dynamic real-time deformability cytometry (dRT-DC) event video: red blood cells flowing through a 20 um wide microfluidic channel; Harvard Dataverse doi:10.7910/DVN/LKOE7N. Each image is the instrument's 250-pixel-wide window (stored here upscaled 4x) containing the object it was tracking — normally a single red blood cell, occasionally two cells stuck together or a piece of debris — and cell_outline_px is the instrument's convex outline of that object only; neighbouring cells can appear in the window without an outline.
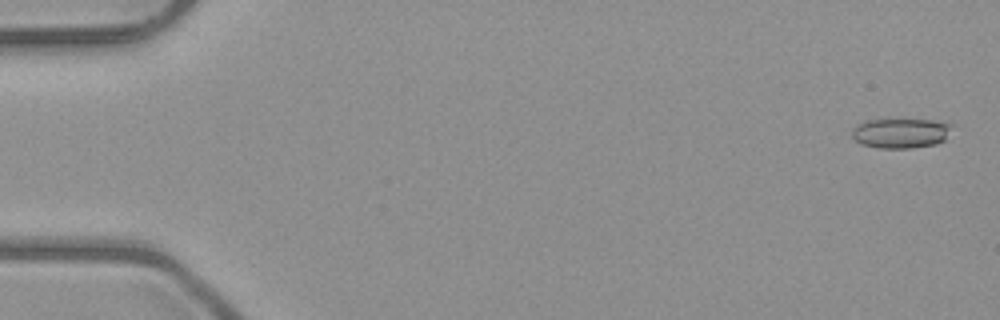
{"species": "common noctule bat (a hibernating species)", "species_latin": "Nyctalus noctula", "temperature_condition": "room temperature", "stored_images_in_passage": 52, "camera_frame_rate_fps": 3000, "um_per_image_px": 0.085, "animal": {"sex": "male", "body_mass_g": 23.1, "forearm_length_mm": 52.7}, "frame": {"image": 1, "passage_image": 2, "time_ms": 0.333, "image_size_px": [1000, 320], "cell_outline_px": [[952, 124], [944, 140], [936, 144], [912, 148], [876, 148], [860, 144], [852, 136], [852, 128], [868, 120], [888, 116], [948, 120]], "centroid_in_image_um": [76.59, 11.24], "position_along_channel_um": 8.4, "area_um2": 18.55}}
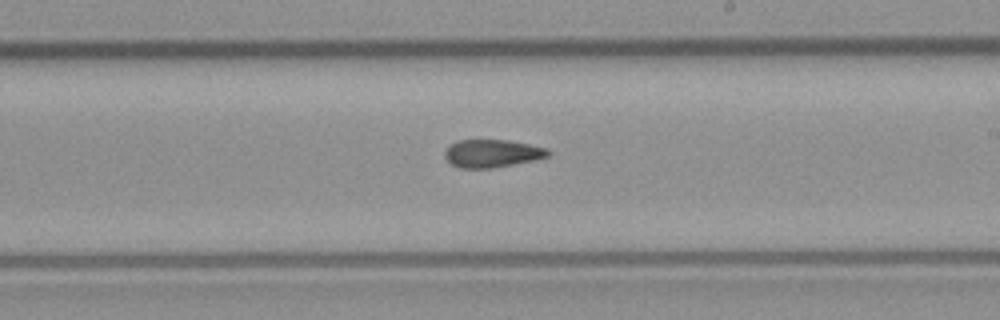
{"frame": {"image": 2, "passage_image": 31, "time_ms": 10.0, "image_size_px": [1000, 320], "cell_outline_px": [[552, 152], [548, 156], [536, 160], [492, 168], [460, 168], [452, 164], [444, 156], [444, 152], [456, 140], [508, 140], [548, 148]], "centroid_in_image_um": [41.86, 13.04], "position_along_channel_um": 247.1, "area_um2": 16.76}}
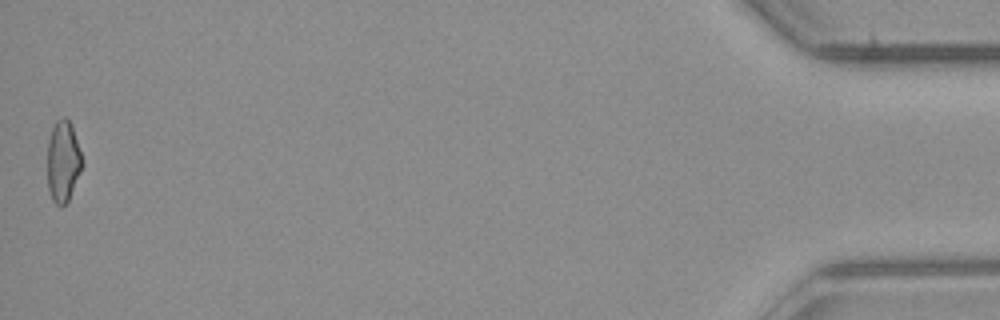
{"frame": {"image": 3, "passage_image": 52, "time_ms": 17.0, "image_size_px": [1000, 320], "cell_outline_px": [[84, 164], [68, 200], [60, 208], [52, 200], [48, 188], [48, 140], [52, 128], [56, 120], [60, 116], [64, 116], [72, 124]], "centroid_in_image_um": [5.36, 13.69], "position_along_channel_um": 429.8, "area_um2": 16.59}, "authors_computed_cell_mechanics": {"area_um2": 17.34, "velocity_mm_per_s": 4.0339, "shape_relaxation_time_tau1_ms": null, "shape_relaxation_time_tau2_ms": 3.2419, "deformation_change_tau1": null, "deformation_change_tau2": 0.1072}}